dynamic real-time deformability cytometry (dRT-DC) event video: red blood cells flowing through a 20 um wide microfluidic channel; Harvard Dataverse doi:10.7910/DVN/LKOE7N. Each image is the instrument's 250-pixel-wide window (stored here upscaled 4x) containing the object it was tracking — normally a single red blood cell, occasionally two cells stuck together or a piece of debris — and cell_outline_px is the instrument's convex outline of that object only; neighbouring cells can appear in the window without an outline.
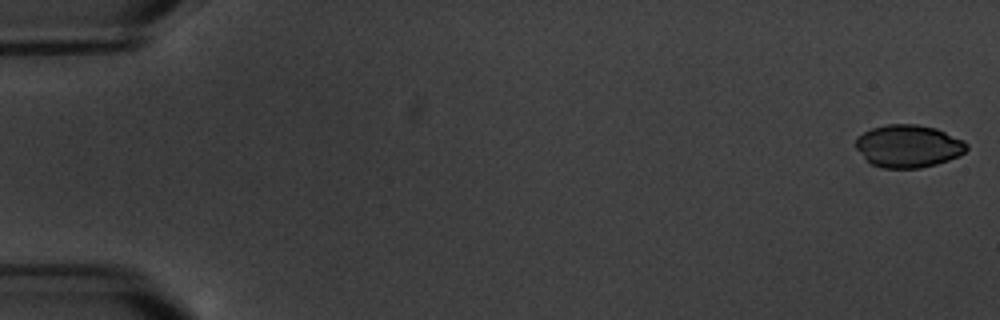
{"species": "common noctule bat (a hibernating species)", "species_latin": "Nyctalus noctula", "temperature_condition": "warm", "stored_images_in_passage": 7, "camera_frame_rate_fps": 3000, "um_per_image_px": 0.085, "animal": {"sex": "male", "body_mass_g": 20.1, "forearm_length_mm": 53.5}, "frame": {"image": 1, "passage_image": 1, "time_ms": 0.0, "image_size_px": [1000, 320], "cell_outline_px": [[968, 148], [960, 156], [936, 164], [920, 168], [880, 168], [872, 164], [856, 148], [856, 136], [872, 128], [888, 124], [916, 124], [936, 128], [964, 140], [968, 144]], "centroid_in_image_um": [77.23, 12.41], "position_along_channel_um": 7.8, "area_um2": 27.57}}
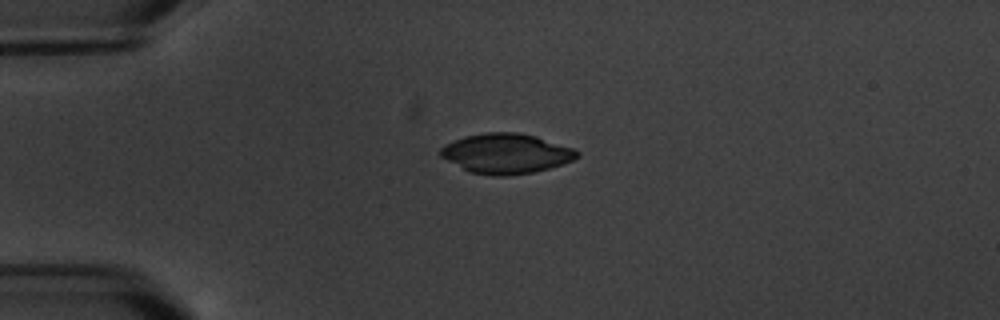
{"frame": {"image": 2, "passage_image": 5, "time_ms": 4.667, "image_size_px": [1000, 320], "cell_outline_px": [[580, 156], [564, 164], [532, 172], [504, 176], [492, 176], [468, 172], [440, 156], [440, 148], [444, 144], [464, 136], [484, 132], [520, 132], [536, 136], [572, 148], [580, 152]], "centroid_in_image_um": [43.0, 13.04], "position_along_channel_um": 42.0, "area_um2": 31.91}}